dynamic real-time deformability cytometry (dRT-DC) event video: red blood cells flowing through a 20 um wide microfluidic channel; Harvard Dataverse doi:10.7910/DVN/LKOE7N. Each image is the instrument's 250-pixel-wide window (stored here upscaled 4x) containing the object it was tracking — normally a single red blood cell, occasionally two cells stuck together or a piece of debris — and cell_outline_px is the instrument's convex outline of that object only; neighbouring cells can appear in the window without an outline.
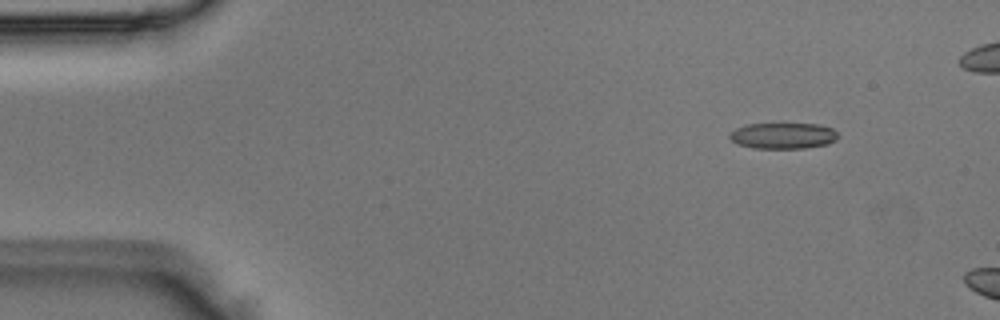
{"species": "Egyptian fruit bat (a non-hibernating species)", "species_latin": "Rousettus aegyptiacus", "temperature_condition": "room temperature", "stored_images_in_passage": 4, "segment_of_instrument_passage": [2, 2], "camera_frame_rate_fps": 3000, "um_per_image_px": 0.085, "animal": {"sex": "male"}, "frame": {"image": 1, "passage_image": 4, "time_ms": 1.0, "image_size_px": [1000, 320], "cell_outline_px": [[836, 140], [828, 144], [804, 148], [752, 148], [736, 144], [728, 136], [728, 132], [744, 124], [820, 124], [832, 128], [836, 132]], "centroid_in_image_um": [66.51, 11.53], "position_along_channel_um": 18.5, "area_um2": 16.53}}